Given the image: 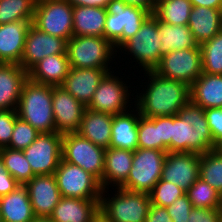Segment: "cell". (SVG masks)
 I'll list each match as a JSON object with an SVG mask.
<instances>
[{
	"label": "cell",
	"instance_id": "cell-36",
	"mask_svg": "<svg viewBox=\"0 0 222 222\" xmlns=\"http://www.w3.org/2000/svg\"><path fill=\"white\" fill-rule=\"evenodd\" d=\"M35 5V0H0V25L33 20Z\"/></svg>",
	"mask_w": 222,
	"mask_h": 222
},
{
	"label": "cell",
	"instance_id": "cell-47",
	"mask_svg": "<svg viewBox=\"0 0 222 222\" xmlns=\"http://www.w3.org/2000/svg\"><path fill=\"white\" fill-rule=\"evenodd\" d=\"M145 222H173L166 207H161L157 205L150 206L148 216Z\"/></svg>",
	"mask_w": 222,
	"mask_h": 222
},
{
	"label": "cell",
	"instance_id": "cell-6",
	"mask_svg": "<svg viewBox=\"0 0 222 222\" xmlns=\"http://www.w3.org/2000/svg\"><path fill=\"white\" fill-rule=\"evenodd\" d=\"M113 191L116 193L111 197L107 189H102L100 199V210L112 222H145L151 206L148 193L133 192L121 187H115Z\"/></svg>",
	"mask_w": 222,
	"mask_h": 222
},
{
	"label": "cell",
	"instance_id": "cell-43",
	"mask_svg": "<svg viewBox=\"0 0 222 222\" xmlns=\"http://www.w3.org/2000/svg\"><path fill=\"white\" fill-rule=\"evenodd\" d=\"M204 113L216 146L222 140V107L207 108Z\"/></svg>",
	"mask_w": 222,
	"mask_h": 222
},
{
	"label": "cell",
	"instance_id": "cell-35",
	"mask_svg": "<svg viewBox=\"0 0 222 222\" xmlns=\"http://www.w3.org/2000/svg\"><path fill=\"white\" fill-rule=\"evenodd\" d=\"M193 208H222L221 194L198 178L186 191Z\"/></svg>",
	"mask_w": 222,
	"mask_h": 222
},
{
	"label": "cell",
	"instance_id": "cell-15",
	"mask_svg": "<svg viewBox=\"0 0 222 222\" xmlns=\"http://www.w3.org/2000/svg\"><path fill=\"white\" fill-rule=\"evenodd\" d=\"M67 41L40 31L31 24L25 40L20 66L28 71L38 61L50 55L67 54Z\"/></svg>",
	"mask_w": 222,
	"mask_h": 222
},
{
	"label": "cell",
	"instance_id": "cell-5",
	"mask_svg": "<svg viewBox=\"0 0 222 222\" xmlns=\"http://www.w3.org/2000/svg\"><path fill=\"white\" fill-rule=\"evenodd\" d=\"M119 50L104 37L73 36L67 41L66 53L72 68H98L110 72V63Z\"/></svg>",
	"mask_w": 222,
	"mask_h": 222
},
{
	"label": "cell",
	"instance_id": "cell-33",
	"mask_svg": "<svg viewBox=\"0 0 222 222\" xmlns=\"http://www.w3.org/2000/svg\"><path fill=\"white\" fill-rule=\"evenodd\" d=\"M0 156L4 162L6 171L20 185H25L35 176L22 150H14L8 147L1 148Z\"/></svg>",
	"mask_w": 222,
	"mask_h": 222
},
{
	"label": "cell",
	"instance_id": "cell-39",
	"mask_svg": "<svg viewBox=\"0 0 222 222\" xmlns=\"http://www.w3.org/2000/svg\"><path fill=\"white\" fill-rule=\"evenodd\" d=\"M138 148L159 150L158 117H139Z\"/></svg>",
	"mask_w": 222,
	"mask_h": 222
},
{
	"label": "cell",
	"instance_id": "cell-28",
	"mask_svg": "<svg viewBox=\"0 0 222 222\" xmlns=\"http://www.w3.org/2000/svg\"><path fill=\"white\" fill-rule=\"evenodd\" d=\"M190 100L204 109L222 107V75L202 73L190 86Z\"/></svg>",
	"mask_w": 222,
	"mask_h": 222
},
{
	"label": "cell",
	"instance_id": "cell-16",
	"mask_svg": "<svg viewBox=\"0 0 222 222\" xmlns=\"http://www.w3.org/2000/svg\"><path fill=\"white\" fill-rule=\"evenodd\" d=\"M85 109L86 106L75 99L63 87L53 86L52 110L55 129L58 133L77 132Z\"/></svg>",
	"mask_w": 222,
	"mask_h": 222
},
{
	"label": "cell",
	"instance_id": "cell-44",
	"mask_svg": "<svg viewBox=\"0 0 222 222\" xmlns=\"http://www.w3.org/2000/svg\"><path fill=\"white\" fill-rule=\"evenodd\" d=\"M186 222H222V208H193Z\"/></svg>",
	"mask_w": 222,
	"mask_h": 222
},
{
	"label": "cell",
	"instance_id": "cell-12",
	"mask_svg": "<svg viewBox=\"0 0 222 222\" xmlns=\"http://www.w3.org/2000/svg\"><path fill=\"white\" fill-rule=\"evenodd\" d=\"M113 73L114 70L113 72L111 70L105 74L86 108L112 116L132 109L129 103L134 97H130L131 90H128L131 87L120 79L121 76H116Z\"/></svg>",
	"mask_w": 222,
	"mask_h": 222
},
{
	"label": "cell",
	"instance_id": "cell-42",
	"mask_svg": "<svg viewBox=\"0 0 222 222\" xmlns=\"http://www.w3.org/2000/svg\"><path fill=\"white\" fill-rule=\"evenodd\" d=\"M166 209L173 222H186L193 205L185 194L176 199L172 205L167 206Z\"/></svg>",
	"mask_w": 222,
	"mask_h": 222
},
{
	"label": "cell",
	"instance_id": "cell-27",
	"mask_svg": "<svg viewBox=\"0 0 222 222\" xmlns=\"http://www.w3.org/2000/svg\"><path fill=\"white\" fill-rule=\"evenodd\" d=\"M113 116L110 114L85 109L79 130L81 137L89 139L93 144L109 148Z\"/></svg>",
	"mask_w": 222,
	"mask_h": 222
},
{
	"label": "cell",
	"instance_id": "cell-50",
	"mask_svg": "<svg viewBox=\"0 0 222 222\" xmlns=\"http://www.w3.org/2000/svg\"><path fill=\"white\" fill-rule=\"evenodd\" d=\"M193 7L203 6L213 9H222V0H189Z\"/></svg>",
	"mask_w": 222,
	"mask_h": 222
},
{
	"label": "cell",
	"instance_id": "cell-25",
	"mask_svg": "<svg viewBox=\"0 0 222 222\" xmlns=\"http://www.w3.org/2000/svg\"><path fill=\"white\" fill-rule=\"evenodd\" d=\"M132 161L133 151L107 148L104 158L103 189L109 190V185L121 187L128 178Z\"/></svg>",
	"mask_w": 222,
	"mask_h": 222
},
{
	"label": "cell",
	"instance_id": "cell-9",
	"mask_svg": "<svg viewBox=\"0 0 222 222\" xmlns=\"http://www.w3.org/2000/svg\"><path fill=\"white\" fill-rule=\"evenodd\" d=\"M160 35L157 32V18L151 14L142 24L136 35L129 38L118 49L128 52L142 70L153 71L160 63Z\"/></svg>",
	"mask_w": 222,
	"mask_h": 222
},
{
	"label": "cell",
	"instance_id": "cell-52",
	"mask_svg": "<svg viewBox=\"0 0 222 222\" xmlns=\"http://www.w3.org/2000/svg\"><path fill=\"white\" fill-rule=\"evenodd\" d=\"M31 222H53L49 217H35Z\"/></svg>",
	"mask_w": 222,
	"mask_h": 222
},
{
	"label": "cell",
	"instance_id": "cell-22",
	"mask_svg": "<svg viewBox=\"0 0 222 222\" xmlns=\"http://www.w3.org/2000/svg\"><path fill=\"white\" fill-rule=\"evenodd\" d=\"M70 69L67 54L50 55L34 64L28 71V79L38 84L61 86Z\"/></svg>",
	"mask_w": 222,
	"mask_h": 222
},
{
	"label": "cell",
	"instance_id": "cell-14",
	"mask_svg": "<svg viewBox=\"0 0 222 222\" xmlns=\"http://www.w3.org/2000/svg\"><path fill=\"white\" fill-rule=\"evenodd\" d=\"M63 134L40 133L34 142L22 150L35 175H52L62 159Z\"/></svg>",
	"mask_w": 222,
	"mask_h": 222
},
{
	"label": "cell",
	"instance_id": "cell-24",
	"mask_svg": "<svg viewBox=\"0 0 222 222\" xmlns=\"http://www.w3.org/2000/svg\"><path fill=\"white\" fill-rule=\"evenodd\" d=\"M100 200L61 197L49 218L53 222H91Z\"/></svg>",
	"mask_w": 222,
	"mask_h": 222
},
{
	"label": "cell",
	"instance_id": "cell-13",
	"mask_svg": "<svg viewBox=\"0 0 222 222\" xmlns=\"http://www.w3.org/2000/svg\"><path fill=\"white\" fill-rule=\"evenodd\" d=\"M153 71L164 78L191 86L203 73L201 50L190 48L166 53L162 55L160 63Z\"/></svg>",
	"mask_w": 222,
	"mask_h": 222
},
{
	"label": "cell",
	"instance_id": "cell-3",
	"mask_svg": "<svg viewBox=\"0 0 222 222\" xmlns=\"http://www.w3.org/2000/svg\"><path fill=\"white\" fill-rule=\"evenodd\" d=\"M53 86L38 84L27 79L22 86L17 114L40 133H54L52 110Z\"/></svg>",
	"mask_w": 222,
	"mask_h": 222
},
{
	"label": "cell",
	"instance_id": "cell-26",
	"mask_svg": "<svg viewBox=\"0 0 222 222\" xmlns=\"http://www.w3.org/2000/svg\"><path fill=\"white\" fill-rule=\"evenodd\" d=\"M187 25L196 42L201 45L222 30V9L193 7Z\"/></svg>",
	"mask_w": 222,
	"mask_h": 222
},
{
	"label": "cell",
	"instance_id": "cell-4",
	"mask_svg": "<svg viewBox=\"0 0 222 222\" xmlns=\"http://www.w3.org/2000/svg\"><path fill=\"white\" fill-rule=\"evenodd\" d=\"M103 37L118 49L136 35L143 22L152 14L147 9L127 5L123 0H111L107 6Z\"/></svg>",
	"mask_w": 222,
	"mask_h": 222
},
{
	"label": "cell",
	"instance_id": "cell-41",
	"mask_svg": "<svg viewBox=\"0 0 222 222\" xmlns=\"http://www.w3.org/2000/svg\"><path fill=\"white\" fill-rule=\"evenodd\" d=\"M17 118V110H0V149L9 145Z\"/></svg>",
	"mask_w": 222,
	"mask_h": 222
},
{
	"label": "cell",
	"instance_id": "cell-45",
	"mask_svg": "<svg viewBox=\"0 0 222 222\" xmlns=\"http://www.w3.org/2000/svg\"><path fill=\"white\" fill-rule=\"evenodd\" d=\"M159 150L171 152V116L158 117Z\"/></svg>",
	"mask_w": 222,
	"mask_h": 222
},
{
	"label": "cell",
	"instance_id": "cell-11",
	"mask_svg": "<svg viewBox=\"0 0 222 222\" xmlns=\"http://www.w3.org/2000/svg\"><path fill=\"white\" fill-rule=\"evenodd\" d=\"M73 6L66 0L36 2L32 24L40 31L68 41L73 37Z\"/></svg>",
	"mask_w": 222,
	"mask_h": 222
},
{
	"label": "cell",
	"instance_id": "cell-10",
	"mask_svg": "<svg viewBox=\"0 0 222 222\" xmlns=\"http://www.w3.org/2000/svg\"><path fill=\"white\" fill-rule=\"evenodd\" d=\"M54 175L61 197L101 199L102 187L100 182L81 167L61 159Z\"/></svg>",
	"mask_w": 222,
	"mask_h": 222
},
{
	"label": "cell",
	"instance_id": "cell-19",
	"mask_svg": "<svg viewBox=\"0 0 222 222\" xmlns=\"http://www.w3.org/2000/svg\"><path fill=\"white\" fill-rule=\"evenodd\" d=\"M107 71L98 68H72L61 85L75 99L87 106Z\"/></svg>",
	"mask_w": 222,
	"mask_h": 222
},
{
	"label": "cell",
	"instance_id": "cell-54",
	"mask_svg": "<svg viewBox=\"0 0 222 222\" xmlns=\"http://www.w3.org/2000/svg\"><path fill=\"white\" fill-rule=\"evenodd\" d=\"M0 222H3V221H2V217H1V212H0Z\"/></svg>",
	"mask_w": 222,
	"mask_h": 222
},
{
	"label": "cell",
	"instance_id": "cell-20",
	"mask_svg": "<svg viewBox=\"0 0 222 222\" xmlns=\"http://www.w3.org/2000/svg\"><path fill=\"white\" fill-rule=\"evenodd\" d=\"M33 20L0 25V61L20 64L27 32Z\"/></svg>",
	"mask_w": 222,
	"mask_h": 222
},
{
	"label": "cell",
	"instance_id": "cell-46",
	"mask_svg": "<svg viewBox=\"0 0 222 222\" xmlns=\"http://www.w3.org/2000/svg\"><path fill=\"white\" fill-rule=\"evenodd\" d=\"M20 184L6 171L0 156V197L14 191Z\"/></svg>",
	"mask_w": 222,
	"mask_h": 222
},
{
	"label": "cell",
	"instance_id": "cell-40",
	"mask_svg": "<svg viewBox=\"0 0 222 222\" xmlns=\"http://www.w3.org/2000/svg\"><path fill=\"white\" fill-rule=\"evenodd\" d=\"M39 134L40 132L28 122L18 117L15 121L10 143L7 147L14 150H24L35 141Z\"/></svg>",
	"mask_w": 222,
	"mask_h": 222
},
{
	"label": "cell",
	"instance_id": "cell-18",
	"mask_svg": "<svg viewBox=\"0 0 222 222\" xmlns=\"http://www.w3.org/2000/svg\"><path fill=\"white\" fill-rule=\"evenodd\" d=\"M35 217H49L61 199L55 175H35L25 185Z\"/></svg>",
	"mask_w": 222,
	"mask_h": 222
},
{
	"label": "cell",
	"instance_id": "cell-34",
	"mask_svg": "<svg viewBox=\"0 0 222 222\" xmlns=\"http://www.w3.org/2000/svg\"><path fill=\"white\" fill-rule=\"evenodd\" d=\"M199 178L222 195V154L214 149L200 155Z\"/></svg>",
	"mask_w": 222,
	"mask_h": 222
},
{
	"label": "cell",
	"instance_id": "cell-49",
	"mask_svg": "<svg viewBox=\"0 0 222 222\" xmlns=\"http://www.w3.org/2000/svg\"><path fill=\"white\" fill-rule=\"evenodd\" d=\"M127 5L138 6L153 13L158 0H123Z\"/></svg>",
	"mask_w": 222,
	"mask_h": 222
},
{
	"label": "cell",
	"instance_id": "cell-7",
	"mask_svg": "<svg viewBox=\"0 0 222 222\" xmlns=\"http://www.w3.org/2000/svg\"><path fill=\"white\" fill-rule=\"evenodd\" d=\"M166 156L167 152L161 150L137 148L133 151L128 178L121 188L149 194L161 179Z\"/></svg>",
	"mask_w": 222,
	"mask_h": 222
},
{
	"label": "cell",
	"instance_id": "cell-30",
	"mask_svg": "<svg viewBox=\"0 0 222 222\" xmlns=\"http://www.w3.org/2000/svg\"><path fill=\"white\" fill-rule=\"evenodd\" d=\"M107 9L100 7H73V36L103 37Z\"/></svg>",
	"mask_w": 222,
	"mask_h": 222
},
{
	"label": "cell",
	"instance_id": "cell-17",
	"mask_svg": "<svg viewBox=\"0 0 222 222\" xmlns=\"http://www.w3.org/2000/svg\"><path fill=\"white\" fill-rule=\"evenodd\" d=\"M200 155L188 152H167L161 179L187 191L199 178Z\"/></svg>",
	"mask_w": 222,
	"mask_h": 222
},
{
	"label": "cell",
	"instance_id": "cell-51",
	"mask_svg": "<svg viewBox=\"0 0 222 222\" xmlns=\"http://www.w3.org/2000/svg\"><path fill=\"white\" fill-rule=\"evenodd\" d=\"M91 222H112L100 209L93 216Z\"/></svg>",
	"mask_w": 222,
	"mask_h": 222
},
{
	"label": "cell",
	"instance_id": "cell-29",
	"mask_svg": "<svg viewBox=\"0 0 222 222\" xmlns=\"http://www.w3.org/2000/svg\"><path fill=\"white\" fill-rule=\"evenodd\" d=\"M3 222H31L35 216L27 188L19 185L14 191L0 197Z\"/></svg>",
	"mask_w": 222,
	"mask_h": 222
},
{
	"label": "cell",
	"instance_id": "cell-37",
	"mask_svg": "<svg viewBox=\"0 0 222 222\" xmlns=\"http://www.w3.org/2000/svg\"><path fill=\"white\" fill-rule=\"evenodd\" d=\"M202 71L222 75V30L200 45Z\"/></svg>",
	"mask_w": 222,
	"mask_h": 222
},
{
	"label": "cell",
	"instance_id": "cell-38",
	"mask_svg": "<svg viewBox=\"0 0 222 222\" xmlns=\"http://www.w3.org/2000/svg\"><path fill=\"white\" fill-rule=\"evenodd\" d=\"M186 194V191L175 184L160 179L149 193L151 204L167 207L179 197Z\"/></svg>",
	"mask_w": 222,
	"mask_h": 222
},
{
	"label": "cell",
	"instance_id": "cell-31",
	"mask_svg": "<svg viewBox=\"0 0 222 222\" xmlns=\"http://www.w3.org/2000/svg\"><path fill=\"white\" fill-rule=\"evenodd\" d=\"M157 32L160 35V54L190 48H200L188 25H170L157 20Z\"/></svg>",
	"mask_w": 222,
	"mask_h": 222
},
{
	"label": "cell",
	"instance_id": "cell-21",
	"mask_svg": "<svg viewBox=\"0 0 222 222\" xmlns=\"http://www.w3.org/2000/svg\"><path fill=\"white\" fill-rule=\"evenodd\" d=\"M27 71L16 63H0V110H16Z\"/></svg>",
	"mask_w": 222,
	"mask_h": 222
},
{
	"label": "cell",
	"instance_id": "cell-23",
	"mask_svg": "<svg viewBox=\"0 0 222 222\" xmlns=\"http://www.w3.org/2000/svg\"><path fill=\"white\" fill-rule=\"evenodd\" d=\"M140 116L137 108L114 115L109 147L135 151L138 148L137 135Z\"/></svg>",
	"mask_w": 222,
	"mask_h": 222
},
{
	"label": "cell",
	"instance_id": "cell-2",
	"mask_svg": "<svg viewBox=\"0 0 222 222\" xmlns=\"http://www.w3.org/2000/svg\"><path fill=\"white\" fill-rule=\"evenodd\" d=\"M215 149L204 108L189 100L171 116V152L203 154Z\"/></svg>",
	"mask_w": 222,
	"mask_h": 222
},
{
	"label": "cell",
	"instance_id": "cell-32",
	"mask_svg": "<svg viewBox=\"0 0 222 222\" xmlns=\"http://www.w3.org/2000/svg\"><path fill=\"white\" fill-rule=\"evenodd\" d=\"M192 8L189 0H158L152 14L170 25H187Z\"/></svg>",
	"mask_w": 222,
	"mask_h": 222
},
{
	"label": "cell",
	"instance_id": "cell-8",
	"mask_svg": "<svg viewBox=\"0 0 222 222\" xmlns=\"http://www.w3.org/2000/svg\"><path fill=\"white\" fill-rule=\"evenodd\" d=\"M105 150L76 132L63 134L62 160L92 174L100 182L102 189Z\"/></svg>",
	"mask_w": 222,
	"mask_h": 222
},
{
	"label": "cell",
	"instance_id": "cell-53",
	"mask_svg": "<svg viewBox=\"0 0 222 222\" xmlns=\"http://www.w3.org/2000/svg\"><path fill=\"white\" fill-rule=\"evenodd\" d=\"M215 150L222 154V140L215 146Z\"/></svg>",
	"mask_w": 222,
	"mask_h": 222
},
{
	"label": "cell",
	"instance_id": "cell-1",
	"mask_svg": "<svg viewBox=\"0 0 222 222\" xmlns=\"http://www.w3.org/2000/svg\"><path fill=\"white\" fill-rule=\"evenodd\" d=\"M145 73V78H149L148 83L145 82L147 85H144L143 91L136 94L134 107L147 118L178 115L190 100V86L181 81L164 78L154 71Z\"/></svg>",
	"mask_w": 222,
	"mask_h": 222
},
{
	"label": "cell",
	"instance_id": "cell-48",
	"mask_svg": "<svg viewBox=\"0 0 222 222\" xmlns=\"http://www.w3.org/2000/svg\"><path fill=\"white\" fill-rule=\"evenodd\" d=\"M69 2L73 7L76 6H89V7H100L106 9L108 3L111 0H66Z\"/></svg>",
	"mask_w": 222,
	"mask_h": 222
}]
</instances>
